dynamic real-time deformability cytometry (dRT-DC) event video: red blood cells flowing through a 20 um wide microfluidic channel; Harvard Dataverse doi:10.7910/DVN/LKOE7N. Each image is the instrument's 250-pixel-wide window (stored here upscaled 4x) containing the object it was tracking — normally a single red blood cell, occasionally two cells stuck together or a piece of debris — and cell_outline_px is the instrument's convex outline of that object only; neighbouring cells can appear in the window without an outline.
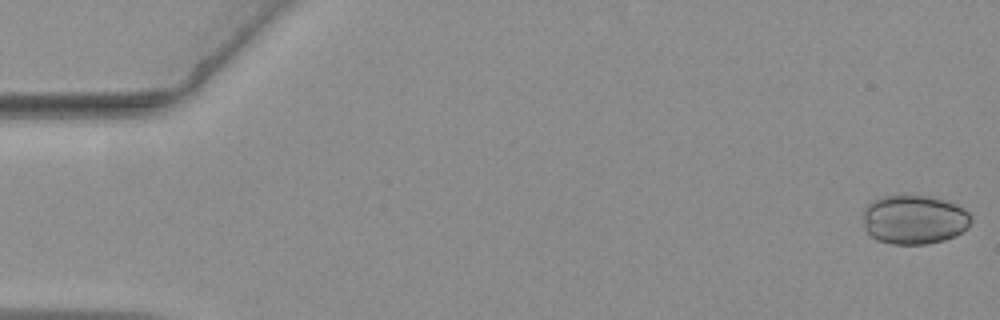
{"species": "common noctule bat (a hibernating species)", "species_latin": "Nyctalus noctula", "temperature_condition": "warm", "stored_images_in_passage": 57, "camera_frame_rate_fps": 3000, "um_per_image_px": 0.085, "animal": {"sex": "female", "body_mass_g": 19.3, "forearm_length_mm": 54.1}, "frame": {"image": 1, "passage_image": 1, "time_ms": 0.0, "image_size_px": [1000, 320], "cell_outline_px": [[972, 220], [968, 228], [944, 240], [924, 244], [892, 244], [880, 240], [872, 236], [864, 228], [864, 208], [872, 200], [880, 196], [900, 192], [932, 196], [956, 204], [964, 208], [972, 216]], "centroid_in_image_um": [77.7, 18.6], "position_along_channel_um": 7.3, "area_um2": 31.62}}
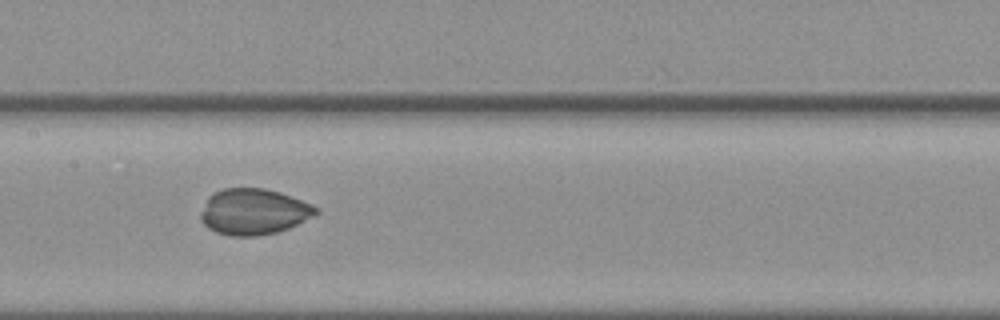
{"frame": {"image": 2, "passage_image": 28, "time_ms": 9.0, "image_size_px": [1000, 320], "cell_outline_px": [[320, 212], [288, 228], [276, 232], [256, 236], [228, 236], [216, 232], [208, 228], [200, 220], [200, 212], [208, 196], [224, 188], [264, 188], [280, 192], [312, 204], [320, 208]], "centroid_in_image_um": [21.54, 17.99], "position_along_channel_um": 185.9, "area_um2": 30.92}}
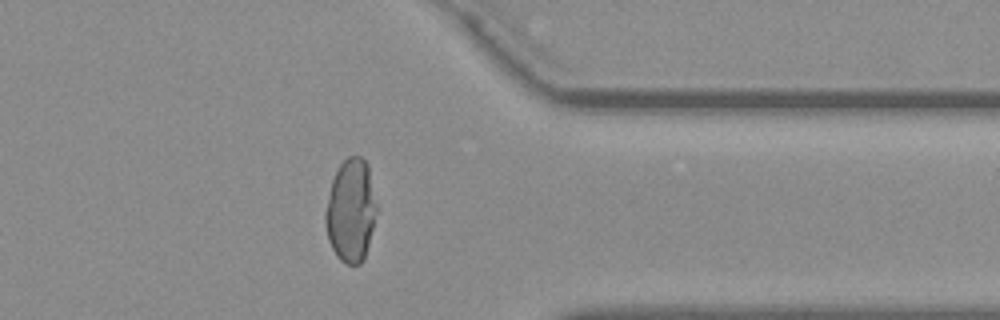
{"frame": {"image": 3, "passage_image": 45, "time_ms": 14.667, "image_size_px": [1000, 320], "cell_outline_px": [[376, 212], [364, 260], [360, 264], [344, 264], [336, 256], [328, 240], [324, 224], [324, 212], [332, 180], [340, 164], [348, 156], [360, 156], [368, 164], [376, 208]], "centroid_in_image_um": [29.79, 17.92], "position_along_channel_um": 381.6, "area_um2": 30.58}}